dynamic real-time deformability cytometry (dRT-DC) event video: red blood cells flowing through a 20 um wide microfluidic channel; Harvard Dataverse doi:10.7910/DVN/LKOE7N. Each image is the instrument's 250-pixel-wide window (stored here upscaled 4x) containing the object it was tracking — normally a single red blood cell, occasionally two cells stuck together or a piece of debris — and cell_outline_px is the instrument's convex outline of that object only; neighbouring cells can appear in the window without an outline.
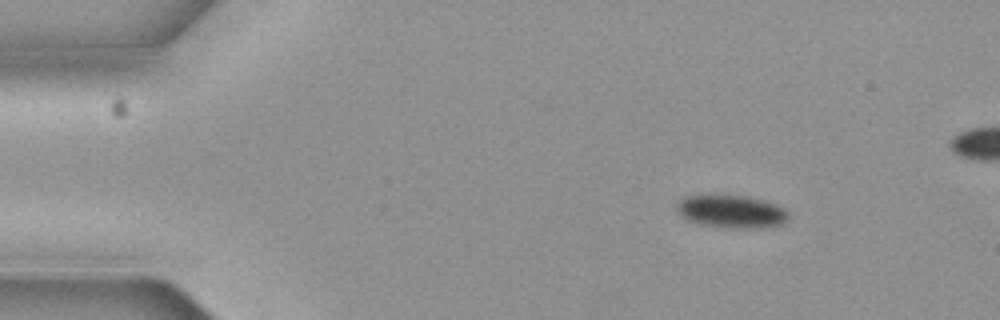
{"species": "common noctule bat (a hibernating species)", "species_latin": "Nyctalus noctula", "temperature_condition": "cold", "stored_images_in_passage": 9, "camera_frame_rate_fps": 3000, "um_per_image_px": 0.085, "animal": {"sex": "female", "body_mass_g": 19.3, "forearm_length_mm": 54.1}, "frame": {"image": 1, "passage_image": 2, "time_ms": 0.333, "image_size_px": [1000, 320], "cell_outline_px": [[788, 220], [784, 224], [760, 228], [728, 228], [700, 224], [688, 220], [680, 216], [676, 212], [676, 204], [684, 196], [700, 192], [708, 192], [748, 196], [764, 200], [776, 204], [784, 208], [788, 212]], "centroid_in_image_um": [62.1, 17.93], "position_along_channel_um": 22.9, "area_um2": 22.54}}
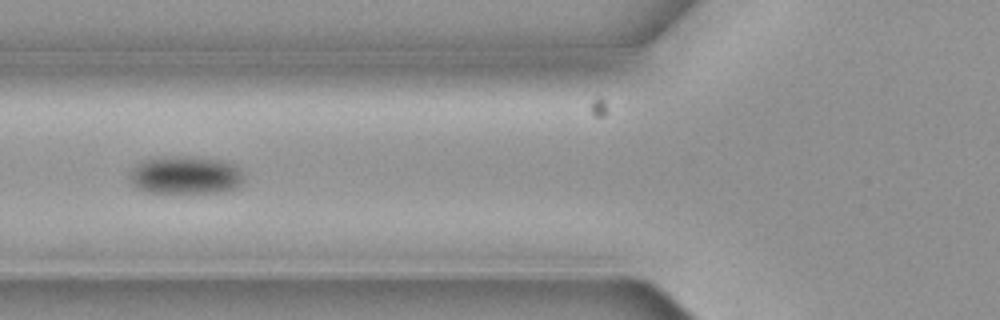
{"frame": {"image": 2, "passage_image": 6, "time_ms": 1.667, "image_size_px": [1000, 320], "cell_outline_px": [[240, 184], [236, 188], [220, 192], [148, 192], [136, 188], [128, 180], [128, 172], [136, 164], [144, 160], [164, 156], [188, 156], [228, 160], [236, 164], [240, 168]], "centroid_in_image_um": [15.72, 14.86], "position_along_channel_um": 110.1, "area_um2": 25.55}}
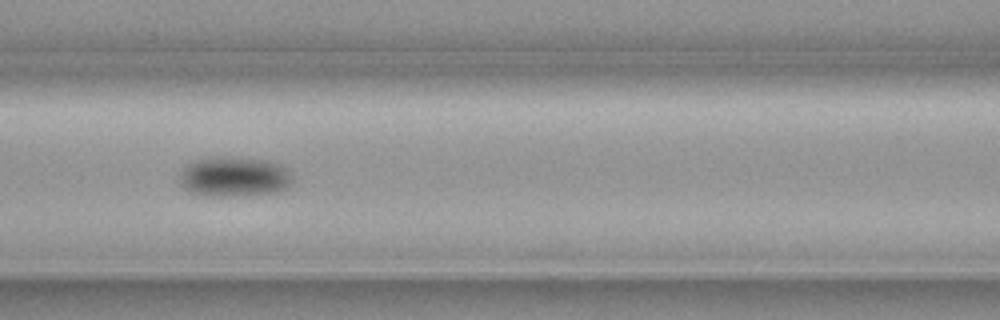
{"frame": {"image": 3, "passage_image": 7, "time_ms": 2.0, "image_size_px": [1000, 320], "cell_outline_px": [[292, 184], [288, 188], [280, 192], [244, 196], [208, 196], [192, 192], [184, 188], [180, 184], [176, 176], [192, 160], [220, 156], [240, 156], [268, 160], [280, 164], [288, 168], [292, 176]], "centroid_in_image_um": [19.93, 15.01], "position_along_channel_um": 146.7, "area_um2": 27.28}}